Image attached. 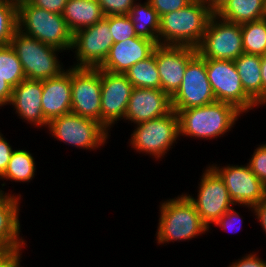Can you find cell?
Returning <instances> with one entry per match:
<instances>
[{
  "instance_id": "6da1fadb",
  "label": "cell",
  "mask_w": 266,
  "mask_h": 267,
  "mask_svg": "<svg viewBox=\"0 0 266 267\" xmlns=\"http://www.w3.org/2000/svg\"><path fill=\"white\" fill-rule=\"evenodd\" d=\"M213 14L201 0L164 14L160 17L158 44L197 48Z\"/></svg>"
},
{
  "instance_id": "7a4b0ae2",
  "label": "cell",
  "mask_w": 266,
  "mask_h": 267,
  "mask_svg": "<svg viewBox=\"0 0 266 267\" xmlns=\"http://www.w3.org/2000/svg\"><path fill=\"white\" fill-rule=\"evenodd\" d=\"M174 111L179 117L180 136L207 140L221 137L231 131L240 114H243L235 106L219 101L201 107Z\"/></svg>"
},
{
  "instance_id": "3957f363",
  "label": "cell",
  "mask_w": 266,
  "mask_h": 267,
  "mask_svg": "<svg viewBox=\"0 0 266 267\" xmlns=\"http://www.w3.org/2000/svg\"><path fill=\"white\" fill-rule=\"evenodd\" d=\"M18 30L44 44L60 50H71L73 33L62 14L49 12L31 5L27 0H17Z\"/></svg>"
},
{
  "instance_id": "277c9868",
  "label": "cell",
  "mask_w": 266,
  "mask_h": 267,
  "mask_svg": "<svg viewBox=\"0 0 266 267\" xmlns=\"http://www.w3.org/2000/svg\"><path fill=\"white\" fill-rule=\"evenodd\" d=\"M160 204L161 215L156 232L158 244L191 240L208 232V226L185 194Z\"/></svg>"
},
{
  "instance_id": "5b68a950",
  "label": "cell",
  "mask_w": 266,
  "mask_h": 267,
  "mask_svg": "<svg viewBox=\"0 0 266 267\" xmlns=\"http://www.w3.org/2000/svg\"><path fill=\"white\" fill-rule=\"evenodd\" d=\"M27 79L46 80L59 76L64 70L63 64L57 58L62 50L44 44L36 38L28 36L18 29L10 42Z\"/></svg>"
},
{
  "instance_id": "8992f818",
  "label": "cell",
  "mask_w": 266,
  "mask_h": 267,
  "mask_svg": "<svg viewBox=\"0 0 266 267\" xmlns=\"http://www.w3.org/2000/svg\"><path fill=\"white\" fill-rule=\"evenodd\" d=\"M130 144L137 152L160 159L180 137L178 113L172 110L165 116L136 124Z\"/></svg>"
},
{
  "instance_id": "52a82bcc",
  "label": "cell",
  "mask_w": 266,
  "mask_h": 267,
  "mask_svg": "<svg viewBox=\"0 0 266 267\" xmlns=\"http://www.w3.org/2000/svg\"><path fill=\"white\" fill-rule=\"evenodd\" d=\"M196 50L204 59L234 61L244 53L241 25L214 13Z\"/></svg>"
},
{
  "instance_id": "ba28073f",
  "label": "cell",
  "mask_w": 266,
  "mask_h": 267,
  "mask_svg": "<svg viewBox=\"0 0 266 267\" xmlns=\"http://www.w3.org/2000/svg\"><path fill=\"white\" fill-rule=\"evenodd\" d=\"M52 136L81 149H96L106 143L108 130L98 121L68 113L48 122Z\"/></svg>"
},
{
  "instance_id": "9c48e42d",
  "label": "cell",
  "mask_w": 266,
  "mask_h": 267,
  "mask_svg": "<svg viewBox=\"0 0 266 267\" xmlns=\"http://www.w3.org/2000/svg\"><path fill=\"white\" fill-rule=\"evenodd\" d=\"M206 71L216 101L229 103L242 113L258 106L244 91L232 60L205 59Z\"/></svg>"
},
{
  "instance_id": "30bf717a",
  "label": "cell",
  "mask_w": 266,
  "mask_h": 267,
  "mask_svg": "<svg viewBox=\"0 0 266 267\" xmlns=\"http://www.w3.org/2000/svg\"><path fill=\"white\" fill-rule=\"evenodd\" d=\"M109 16L73 34L71 51L75 49L77 63L71 67L99 68L113 45ZM73 49V50H72Z\"/></svg>"
},
{
  "instance_id": "8fae6325",
  "label": "cell",
  "mask_w": 266,
  "mask_h": 267,
  "mask_svg": "<svg viewBox=\"0 0 266 267\" xmlns=\"http://www.w3.org/2000/svg\"><path fill=\"white\" fill-rule=\"evenodd\" d=\"M216 102L206 71L205 59L198 53L188 62L184 78L171 97L173 110H185Z\"/></svg>"
},
{
  "instance_id": "7c38bea8",
  "label": "cell",
  "mask_w": 266,
  "mask_h": 267,
  "mask_svg": "<svg viewBox=\"0 0 266 267\" xmlns=\"http://www.w3.org/2000/svg\"><path fill=\"white\" fill-rule=\"evenodd\" d=\"M71 113L101 123V69L71 68Z\"/></svg>"
},
{
  "instance_id": "4fadbf2b",
  "label": "cell",
  "mask_w": 266,
  "mask_h": 267,
  "mask_svg": "<svg viewBox=\"0 0 266 267\" xmlns=\"http://www.w3.org/2000/svg\"><path fill=\"white\" fill-rule=\"evenodd\" d=\"M198 192L196 199L187 193L185 195L208 228L235 205L223 180L210 166L202 174Z\"/></svg>"
},
{
  "instance_id": "5bb4252c",
  "label": "cell",
  "mask_w": 266,
  "mask_h": 267,
  "mask_svg": "<svg viewBox=\"0 0 266 267\" xmlns=\"http://www.w3.org/2000/svg\"><path fill=\"white\" fill-rule=\"evenodd\" d=\"M223 180L230 198L236 205H244L250 209L266 196V186L252 172L249 165H227L225 167L212 164L210 166Z\"/></svg>"
},
{
  "instance_id": "9a60e30c",
  "label": "cell",
  "mask_w": 266,
  "mask_h": 267,
  "mask_svg": "<svg viewBox=\"0 0 266 267\" xmlns=\"http://www.w3.org/2000/svg\"><path fill=\"white\" fill-rule=\"evenodd\" d=\"M133 88L125 74L101 70V124L107 130L124 119Z\"/></svg>"
},
{
  "instance_id": "2e32d148",
  "label": "cell",
  "mask_w": 266,
  "mask_h": 267,
  "mask_svg": "<svg viewBox=\"0 0 266 267\" xmlns=\"http://www.w3.org/2000/svg\"><path fill=\"white\" fill-rule=\"evenodd\" d=\"M197 54L196 48L175 45H156V66L160 89L172 97L179 89L188 62Z\"/></svg>"
},
{
  "instance_id": "e0dca14e",
  "label": "cell",
  "mask_w": 266,
  "mask_h": 267,
  "mask_svg": "<svg viewBox=\"0 0 266 267\" xmlns=\"http://www.w3.org/2000/svg\"><path fill=\"white\" fill-rule=\"evenodd\" d=\"M171 97L162 89L133 88L124 120L139 124L172 111Z\"/></svg>"
},
{
  "instance_id": "ac0fdd59",
  "label": "cell",
  "mask_w": 266,
  "mask_h": 267,
  "mask_svg": "<svg viewBox=\"0 0 266 267\" xmlns=\"http://www.w3.org/2000/svg\"><path fill=\"white\" fill-rule=\"evenodd\" d=\"M156 45L153 40L141 36L114 43L99 69L125 74L134 64L149 57Z\"/></svg>"
},
{
  "instance_id": "d6986e66",
  "label": "cell",
  "mask_w": 266,
  "mask_h": 267,
  "mask_svg": "<svg viewBox=\"0 0 266 267\" xmlns=\"http://www.w3.org/2000/svg\"><path fill=\"white\" fill-rule=\"evenodd\" d=\"M42 81L25 79L12 91L10 105L14 106L18 116L28 121L31 126H48L42 112Z\"/></svg>"
},
{
  "instance_id": "ffe728a7",
  "label": "cell",
  "mask_w": 266,
  "mask_h": 267,
  "mask_svg": "<svg viewBox=\"0 0 266 267\" xmlns=\"http://www.w3.org/2000/svg\"><path fill=\"white\" fill-rule=\"evenodd\" d=\"M42 112L49 122L51 119L71 113V68L59 76L42 81Z\"/></svg>"
},
{
  "instance_id": "44dd1931",
  "label": "cell",
  "mask_w": 266,
  "mask_h": 267,
  "mask_svg": "<svg viewBox=\"0 0 266 267\" xmlns=\"http://www.w3.org/2000/svg\"><path fill=\"white\" fill-rule=\"evenodd\" d=\"M19 199L21 200L20 194L19 196L9 194L0 203V251H8L26 245V240L20 238Z\"/></svg>"
},
{
  "instance_id": "7402d4cb",
  "label": "cell",
  "mask_w": 266,
  "mask_h": 267,
  "mask_svg": "<svg viewBox=\"0 0 266 267\" xmlns=\"http://www.w3.org/2000/svg\"><path fill=\"white\" fill-rule=\"evenodd\" d=\"M62 16L73 34L96 24L105 17L97 0H68Z\"/></svg>"
},
{
  "instance_id": "603a6c76",
  "label": "cell",
  "mask_w": 266,
  "mask_h": 267,
  "mask_svg": "<svg viewBox=\"0 0 266 267\" xmlns=\"http://www.w3.org/2000/svg\"><path fill=\"white\" fill-rule=\"evenodd\" d=\"M234 64L245 93L257 104L262 105L261 56L243 53Z\"/></svg>"
},
{
  "instance_id": "cb8c5ba5",
  "label": "cell",
  "mask_w": 266,
  "mask_h": 267,
  "mask_svg": "<svg viewBox=\"0 0 266 267\" xmlns=\"http://www.w3.org/2000/svg\"><path fill=\"white\" fill-rule=\"evenodd\" d=\"M233 23H245L266 18L264 0H227L215 13Z\"/></svg>"
},
{
  "instance_id": "d4e9b609",
  "label": "cell",
  "mask_w": 266,
  "mask_h": 267,
  "mask_svg": "<svg viewBox=\"0 0 266 267\" xmlns=\"http://www.w3.org/2000/svg\"><path fill=\"white\" fill-rule=\"evenodd\" d=\"M137 36L148 38L158 44L160 17L150 2L135 3L128 14Z\"/></svg>"
},
{
  "instance_id": "484cf974",
  "label": "cell",
  "mask_w": 266,
  "mask_h": 267,
  "mask_svg": "<svg viewBox=\"0 0 266 267\" xmlns=\"http://www.w3.org/2000/svg\"><path fill=\"white\" fill-rule=\"evenodd\" d=\"M125 75L134 88L160 89V76L156 66V47L149 57L134 64Z\"/></svg>"
},
{
  "instance_id": "4316f807",
  "label": "cell",
  "mask_w": 266,
  "mask_h": 267,
  "mask_svg": "<svg viewBox=\"0 0 266 267\" xmlns=\"http://www.w3.org/2000/svg\"><path fill=\"white\" fill-rule=\"evenodd\" d=\"M35 159L26 150H14L8 166L0 179H8L14 182H30L35 176Z\"/></svg>"
},
{
  "instance_id": "83f0119b",
  "label": "cell",
  "mask_w": 266,
  "mask_h": 267,
  "mask_svg": "<svg viewBox=\"0 0 266 267\" xmlns=\"http://www.w3.org/2000/svg\"><path fill=\"white\" fill-rule=\"evenodd\" d=\"M243 52L248 54L266 55V18L240 24Z\"/></svg>"
},
{
  "instance_id": "f1b7e54d",
  "label": "cell",
  "mask_w": 266,
  "mask_h": 267,
  "mask_svg": "<svg viewBox=\"0 0 266 267\" xmlns=\"http://www.w3.org/2000/svg\"><path fill=\"white\" fill-rule=\"evenodd\" d=\"M0 76L12 88L26 79L22 64L11 45L0 46Z\"/></svg>"
},
{
  "instance_id": "f546056e",
  "label": "cell",
  "mask_w": 266,
  "mask_h": 267,
  "mask_svg": "<svg viewBox=\"0 0 266 267\" xmlns=\"http://www.w3.org/2000/svg\"><path fill=\"white\" fill-rule=\"evenodd\" d=\"M17 29V0H0V46L10 45Z\"/></svg>"
},
{
  "instance_id": "4dcf8cb0",
  "label": "cell",
  "mask_w": 266,
  "mask_h": 267,
  "mask_svg": "<svg viewBox=\"0 0 266 267\" xmlns=\"http://www.w3.org/2000/svg\"><path fill=\"white\" fill-rule=\"evenodd\" d=\"M109 28L113 43H119L128 38L137 37L133 24L128 15H110Z\"/></svg>"
},
{
  "instance_id": "1f68e13d",
  "label": "cell",
  "mask_w": 266,
  "mask_h": 267,
  "mask_svg": "<svg viewBox=\"0 0 266 267\" xmlns=\"http://www.w3.org/2000/svg\"><path fill=\"white\" fill-rule=\"evenodd\" d=\"M248 165L252 172L266 186V144L259 145L255 149Z\"/></svg>"
},
{
  "instance_id": "d6a6232c",
  "label": "cell",
  "mask_w": 266,
  "mask_h": 267,
  "mask_svg": "<svg viewBox=\"0 0 266 267\" xmlns=\"http://www.w3.org/2000/svg\"><path fill=\"white\" fill-rule=\"evenodd\" d=\"M105 16L128 15L137 0H97Z\"/></svg>"
},
{
  "instance_id": "836d02e7",
  "label": "cell",
  "mask_w": 266,
  "mask_h": 267,
  "mask_svg": "<svg viewBox=\"0 0 266 267\" xmlns=\"http://www.w3.org/2000/svg\"><path fill=\"white\" fill-rule=\"evenodd\" d=\"M151 6L157 11L159 17L166 13L180 10L192 0H148Z\"/></svg>"
},
{
  "instance_id": "e575fe53",
  "label": "cell",
  "mask_w": 266,
  "mask_h": 267,
  "mask_svg": "<svg viewBox=\"0 0 266 267\" xmlns=\"http://www.w3.org/2000/svg\"><path fill=\"white\" fill-rule=\"evenodd\" d=\"M240 216V214L238 213V212H236V210L235 209H233V208H231V209H229L226 213H224L214 224L215 225H218V226H220L222 229H224V230H227L228 229V227H233L234 225H236L237 223H243V221H242V218L241 217H239ZM239 223V224H240ZM238 224V225H239ZM235 227V226H234ZM237 227V226H236ZM239 228V227H238ZM241 228V227H240ZM239 228V229H240ZM233 230H235V229H233ZM237 230V229H236ZM230 231H232V228H231V230ZM230 231H228V232H230ZM233 232H235V231H233ZM232 232V233H233ZM237 232V231H236ZM235 232V233H236Z\"/></svg>"
},
{
  "instance_id": "d590c367",
  "label": "cell",
  "mask_w": 266,
  "mask_h": 267,
  "mask_svg": "<svg viewBox=\"0 0 266 267\" xmlns=\"http://www.w3.org/2000/svg\"><path fill=\"white\" fill-rule=\"evenodd\" d=\"M22 247L15 248L8 251H0V267H22L20 266V259L22 258L20 252Z\"/></svg>"
},
{
  "instance_id": "8d00e7d4",
  "label": "cell",
  "mask_w": 266,
  "mask_h": 267,
  "mask_svg": "<svg viewBox=\"0 0 266 267\" xmlns=\"http://www.w3.org/2000/svg\"><path fill=\"white\" fill-rule=\"evenodd\" d=\"M31 5L49 12L62 14L68 0H27Z\"/></svg>"
},
{
  "instance_id": "74e56055",
  "label": "cell",
  "mask_w": 266,
  "mask_h": 267,
  "mask_svg": "<svg viewBox=\"0 0 266 267\" xmlns=\"http://www.w3.org/2000/svg\"><path fill=\"white\" fill-rule=\"evenodd\" d=\"M13 151L14 150L10 146L9 142L5 140V138L0 132V177L6 171Z\"/></svg>"
},
{
  "instance_id": "f35d334b",
  "label": "cell",
  "mask_w": 266,
  "mask_h": 267,
  "mask_svg": "<svg viewBox=\"0 0 266 267\" xmlns=\"http://www.w3.org/2000/svg\"><path fill=\"white\" fill-rule=\"evenodd\" d=\"M258 254L250 253L247 256L238 259V261L232 262L229 267H266V261H263Z\"/></svg>"
},
{
  "instance_id": "ab89813d",
  "label": "cell",
  "mask_w": 266,
  "mask_h": 267,
  "mask_svg": "<svg viewBox=\"0 0 266 267\" xmlns=\"http://www.w3.org/2000/svg\"><path fill=\"white\" fill-rule=\"evenodd\" d=\"M13 88L0 76V107L9 105Z\"/></svg>"
},
{
  "instance_id": "60d3db41",
  "label": "cell",
  "mask_w": 266,
  "mask_h": 267,
  "mask_svg": "<svg viewBox=\"0 0 266 267\" xmlns=\"http://www.w3.org/2000/svg\"><path fill=\"white\" fill-rule=\"evenodd\" d=\"M252 208V211L255 213V217L259 220L266 234V196Z\"/></svg>"
},
{
  "instance_id": "b9f144b4",
  "label": "cell",
  "mask_w": 266,
  "mask_h": 267,
  "mask_svg": "<svg viewBox=\"0 0 266 267\" xmlns=\"http://www.w3.org/2000/svg\"><path fill=\"white\" fill-rule=\"evenodd\" d=\"M262 105H266V55L261 56Z\"/></svg>"
},
{
  "instance_id": "7bdbcfd3",
  "label": "cell",
  "mask_w": 266,
  "mask_h": 267,
  "mask_svg": "<svg viewBox=\"0 0 266 267\" xmlns=\"http://www.w3.org/2000/svg\"><path fill=\"white\" fill-rule=\"evenodd\" d=\"M213 13H216L227 0H201Z\"/></svg>"
},
{
  "instance_id": "ee69618b",
  "label": "cell",
  "mask_w": 266,
  "mask_h": 267,
  "mask_svg": "<svg viewBox=\"0 0 266 267\" xmlns=\"http://www.w3.org/2000/svg\"><path fill=\"white\" fill-rule=\"evenodd\" d=\"M9 195V193H5L0 189V203Z\"/></svg>"
}]
</instances>
